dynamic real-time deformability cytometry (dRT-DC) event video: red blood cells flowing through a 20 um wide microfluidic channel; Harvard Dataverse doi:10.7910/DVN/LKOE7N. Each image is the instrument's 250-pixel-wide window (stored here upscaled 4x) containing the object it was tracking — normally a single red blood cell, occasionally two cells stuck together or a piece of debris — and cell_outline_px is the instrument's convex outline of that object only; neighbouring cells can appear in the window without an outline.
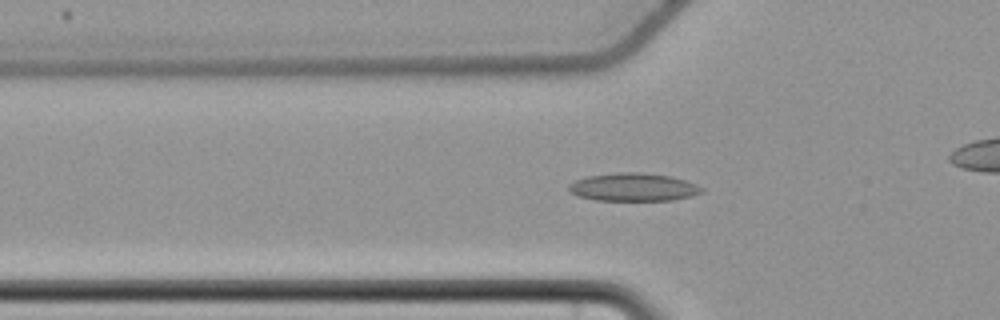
{"species": "common noctule bat (a hibernating species)", "species_latin": "Nyctalus noctula", "temperature_condition": "cold", "stored_images_in_passage": 48, "camera_frame_rate_fps": 3000, "um_per_image_px": 0.085, "animal": {"sex": "female", "body_mass_g": 22.7, "forearm_length_mm": 54.2}, "frame": {"image": 1, "passage_image": 21, "time_ms": 6.667, "image_size_px": [1000, 320], "cell_outline_px": [[704, 192], [692, 196], [672, 200], [596, 200], [576, 196], [568, 192], [568, 184], [576, 180], [588, 176], [616, 172], [636, 172], [668, 176], [684, 180], [696, 184], [704, 188]], "centroid_in_image_um": [53.81, 15.91], "position_along_channel_um": 72.0, "area_um2": 21.73}}
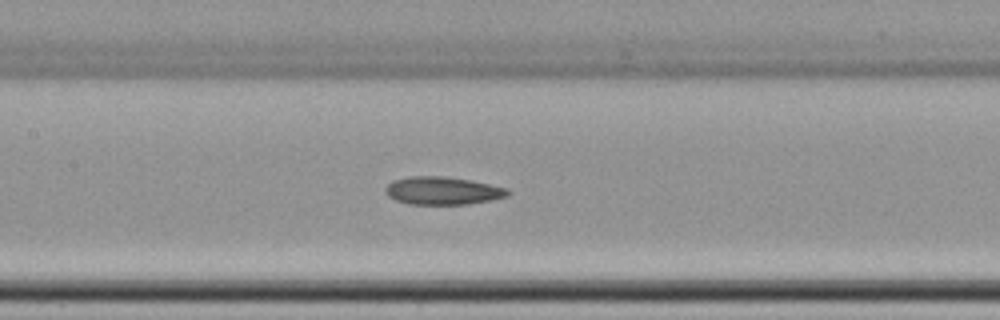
{"frame": {"image": 2, "passage_image": 29, "time_ms": 9.333, "image_size_px": [1000, 320], "cell_outline_px": [[512, 192], [508, 196], [468, 204], [408, 204], [396, 200], [388, 196], [384, 192], [384, 188], [392, 180], [408, 176], [440, 176], [468, 180], [508, 188]], "centroid_in_image_um": [37.58, 16.21], "position_along_channel_um": 169.8, "area_um2": 19.83}}
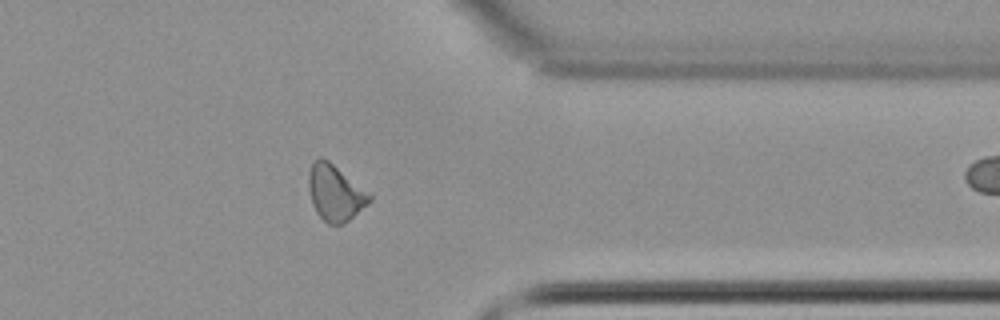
{"frame": {"image": 3, "passage_image": 47, "time_ms": 15.333, "image_size_px": [1000, 320], "cell_outline_px": [[372, 200], [368, 204], [344, 224], [328, 224], [316, 212], [312, 204], [308, 188], [308, 172], [312, 160], [320, 156], [328, 160], [372, 196]], "centroid_in_image_um": [28.45, 16.38], "position_along_channel_um": 383.0, "area_um2": 19.77}}